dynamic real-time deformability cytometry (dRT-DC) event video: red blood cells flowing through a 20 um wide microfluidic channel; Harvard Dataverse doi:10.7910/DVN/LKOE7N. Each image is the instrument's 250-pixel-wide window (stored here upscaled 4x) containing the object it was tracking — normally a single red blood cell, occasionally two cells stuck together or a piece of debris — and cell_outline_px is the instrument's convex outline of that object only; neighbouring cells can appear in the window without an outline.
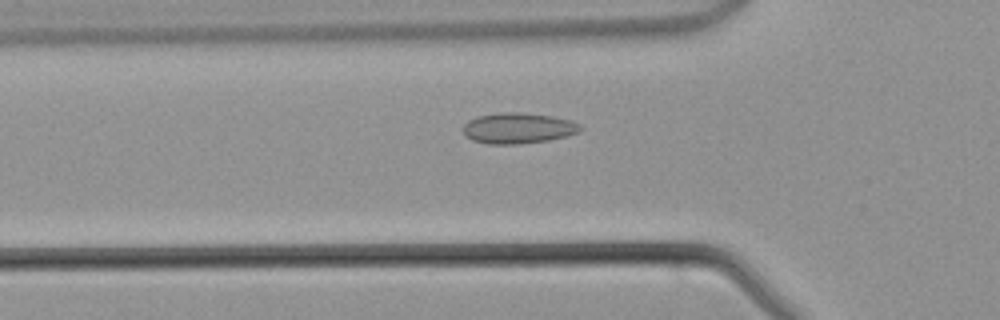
{"species": "common noctule bat (a hibernating species)", "species_latin": "Nyctalus noctula", "temperature_condition": "warm", "stored_images_in_passage": 44, "camera_frame_rate_fps": 3000, "um_per_image_px": 0.085, "animal": {"sex": "male", "body_mass_g": 21.5, "forearm_length_mm": 52.0}, "frame": {"image": 1, "passage_image": 14, "time_ms": 4.333, "image_size_px": [1000, 320], "cell_outline_px": [[584, 128], [580, 132], [568, 136], [548, 140], [520, 144], [488, 144], [472, 140], [464, 136], [464, 124], [468, 120], [476, 116], [504, 112], [516, 112], [552, 116], [572, 120], [580, 124]], "centroid_in_image_um": [44.07, 10.9], "position_along_channel_um": 81.7, "area_um2": 21.21}}
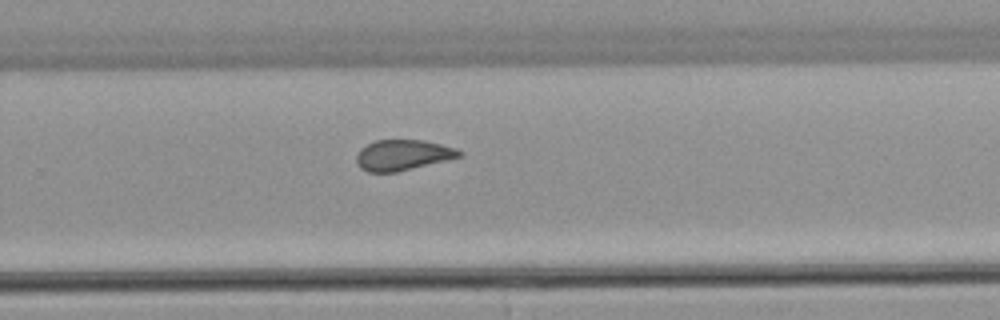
{"frame": {"image": 2, "passage_image": 28, "time_ms": 9.0, "image_size_px": [1000, 320], "cell_outline_px": [[464, 152], [460, 156], [396, 172], [368, 172], [360, 168], [356, 164], [356, 156], [360, 148], [376, 140], [424, 140], [456, 148]], "centroid_in_image_um": [34.19, 13.17], "position_along_channel_um": 295.6, "area_um2": 18.15}}
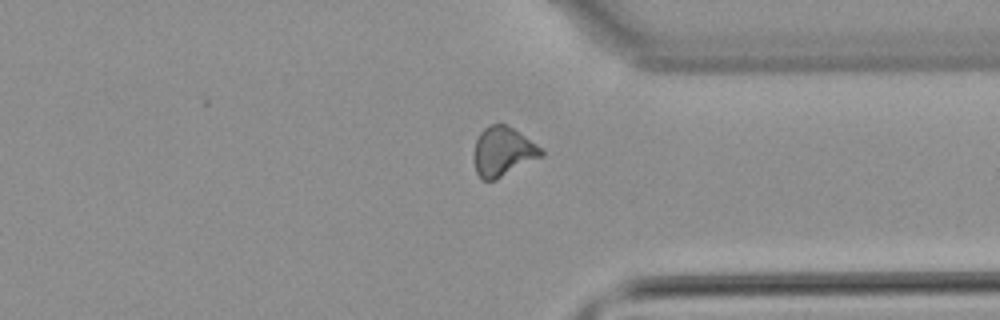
{"frame": {"image": 3, "passage_image": 33, "time_ms": 10.667, "image_size_px": [1000, 320], "cell_outline_px": [[544, 156], [496, 180], [480, 180], [476, 172], [472, 156], [476, 140], [480, 132], [484, 128], [492, 124], [504, 124], [512, 128], [544, 148]], "centroid_in_image_um": [42.75, 12.91], "position_along_channel_um": 368.7, "area_um2": 19.71}}